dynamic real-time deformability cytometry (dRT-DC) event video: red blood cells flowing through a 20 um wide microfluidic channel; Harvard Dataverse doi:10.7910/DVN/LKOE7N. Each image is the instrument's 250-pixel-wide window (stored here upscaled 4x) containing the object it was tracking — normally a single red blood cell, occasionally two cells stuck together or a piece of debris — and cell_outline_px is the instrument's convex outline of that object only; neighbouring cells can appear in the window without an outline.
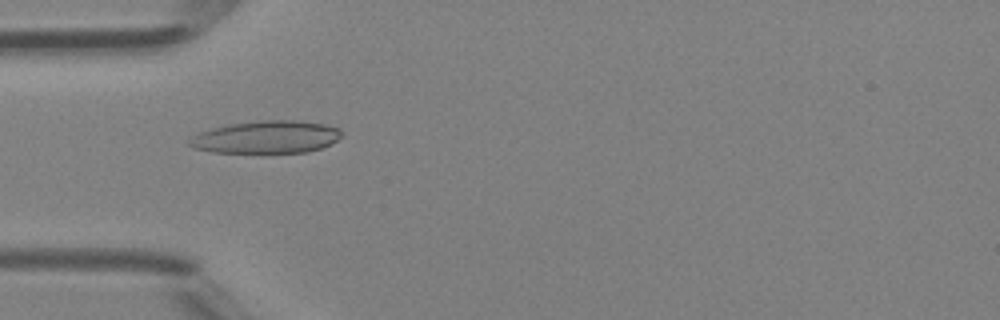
{"species": "Egyptian fruit bat (a non-hibernating species)", "species_latin": "Rousettus aegyptiacus", "temperature_condition": "room temperature", "stored_images_in_passage": 48, "camera_frame_rate_fps": 3000, "um_per_image_px": 0.085, "animal": {"sex": "female"}, "frame": {"image": 1, "passage_image": 15, "time_ms": 4.667, "image_size_px": [1000, 320], "cell_outline_px": [[340, 136], [336, 140], [320, 148], [308, 152], [212, 152], [196, 148], [188, 144], [188, 140], [192, 136], [200, 132], [212, 128], [228, 124], [260, 120], [292, 120], [324, 124], [340, 128]], "centroid_in_image_um": [22.61, 11.64], "position_along_channel_um": 62.4, "area_um2": 28.55}}
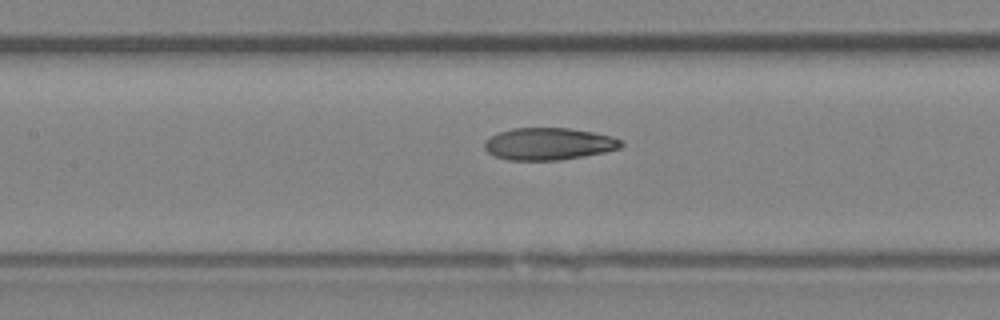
{"frame": {"image": 2, "passage_image": 22, "time_ms": 7.0, "image_size_px": [1000, 320], "cell_outline_px": [[624, 144], [620, 148], [604, 152], [584, 156], [560, 160], [508, 160], [496, 156], [488, 152], [484, 148], [484, 140], [500, 132], [512, 128], [568, 128], [592, 132], [612, 136], [620, 140]], "centroid_in_image_um": [46.63, 12.23], "position_along_channel_um": 160.8, "area_um2": 25.49}}
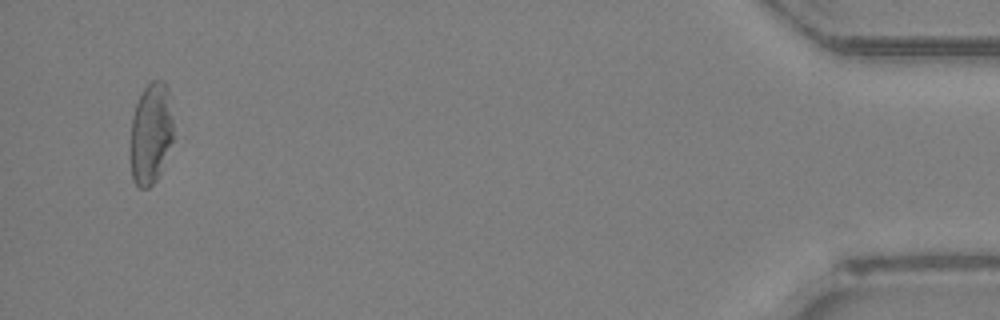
{"frame": {"image": 3, "passage_image": 46, "time_ms": 15.0, "image_size_px": [1000, 320], "cell_outline_px": [[172, 140], [160, 172], [156, 180], [148, 188], [140, 188], [132, 180], [132, 116], [136, 104], [144, 88], [152, 80], [164, 80], [168, 88], [172, 120]], "centroid_in_image_um": [12.83, 11.32], "position_along_channel_um": 422.4, "area_um2": 24.8}, "authors_computed_cell_mechanics": {"area_um2": 26.3568, "velocity_mm_per_s": 4.3093, "shape_relaxation_time_tau1_ms": null, "shape_relaxation_time_tau2_ms": 3.4142, "deformation_change_tau1": null, "deformation_change_tau2": 0.1168}}